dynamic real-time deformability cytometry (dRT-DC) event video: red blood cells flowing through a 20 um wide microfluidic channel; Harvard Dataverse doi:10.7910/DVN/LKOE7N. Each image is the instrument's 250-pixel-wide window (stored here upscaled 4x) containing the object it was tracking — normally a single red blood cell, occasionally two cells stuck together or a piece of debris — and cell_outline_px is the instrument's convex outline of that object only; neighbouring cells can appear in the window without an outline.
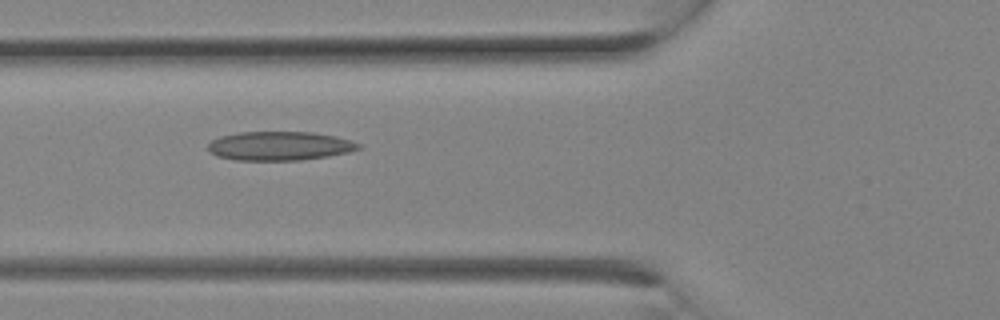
{"species": "Egyptian fruit bat (a non-hibernating species)", "species_latin": "Rousettus aegyptiacus", "temperature_condition": "room temperature", "stored_images_in_passage": 15, "camera_frame_rate_fps": 3000, "um_per_image_px": 0.085, "animal": {"sex": "female"}, "frame": {"image": 1, "passage_image": 9, "time_ms": 2.667, "image_size_px": [1000, 320], "cell_outline_px": [[360, 148], [348, 152], [328, 156], [300, 160], [236, 160], [216, 156], [208, 152], [208, 144], [212, 140], [220, 136], [240, 132], [312, 132], [336, 136], [360, 144]], "centroid_in_image_um": [23.72, 12.4], "position_along_channel_um": 102.1, "area_um2": 25.32}}
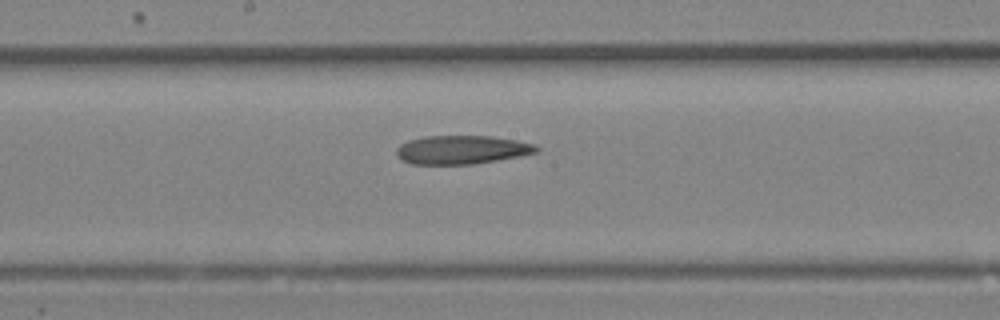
{"frame": {"image": 2, "passage_image": 13, "time_ms": 4.0, "image_size_px": [1000, 320], "cell_outline_px": [[540, 148], [536, 152], [520, 156], [500, 160], [476, 164], [412, 164], [400, 160], [396, 156], [396, 148], [400, 144], [408, 140], [424, 136], [492, 136], [516, 140], [536, 144]], "centroid_in_image_um": [39.24, 12.73], "position_along_channel_um": 209.0, "area_um2": 23.64}}
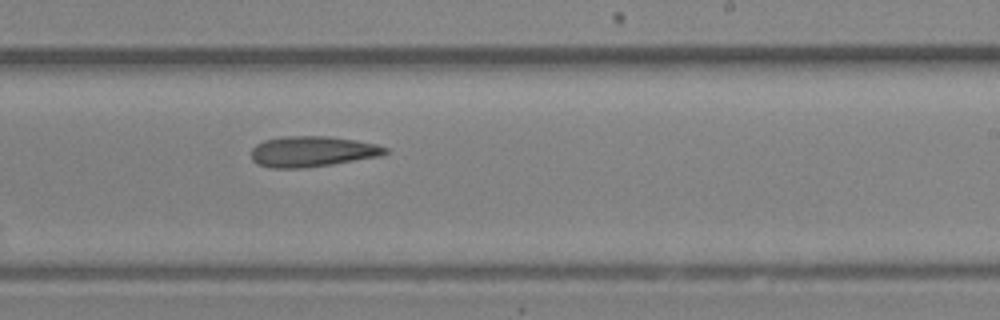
{"frame": {"image": 3, "passage_image": 15, "time_ms": 4.667, "image_size_px": [1000, 320], "cell_outline_px": [[388, 152], [380, 156], [332, 164], [304, 168], [272, 168], [256, 164], [252, 160], [252, 148], [256, 144], [264, 140], [284, 136], [328, 136], [356, 140], [376, 144], [388, 148]], "centroid_in_image_um": [26.53, 12.87], "position_along_channel_um": 262.5, "area_um2": 23.99}}